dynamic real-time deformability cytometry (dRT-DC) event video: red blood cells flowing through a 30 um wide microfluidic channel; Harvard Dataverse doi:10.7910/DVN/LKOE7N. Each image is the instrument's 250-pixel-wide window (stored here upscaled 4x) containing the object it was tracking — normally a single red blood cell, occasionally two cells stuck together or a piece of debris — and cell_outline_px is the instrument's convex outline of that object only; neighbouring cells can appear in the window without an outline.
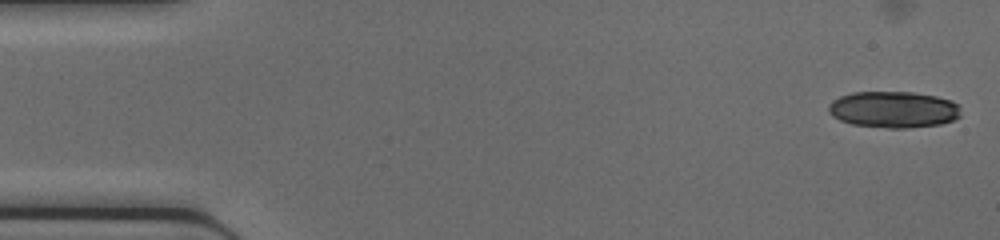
{"species": "common noctule bat (a hibernating species)", "species_latin": "Nyctalus noctula", "temperature_condition": "cold", "stored_images_in_passage": 43, "camera_frame_rate_fps": 3000, "um_per_image_px": 0.085, "animal": {"sex": "female", "body_mass_g": 17.0, "forearm_length_mm": 48.0}, "frame": {"image": 1, "passage_image": 1, "time_ms": 0.0, "image_size_px": [1000, 240], "cell_outline_px": [[960, 116], [952, 120], [940, 124], [904, 128], [888, 128], [852, 124], [840, 120], [832, 116], [828, 112], [828, 104], [832, 100], [840, 96], [852, 92], [912, 92], [936, 96], [952, 100], [960, 104]], "centroid_in_image_um": [75.94, 9.3], "position_along_channel_um": 9.1, "area_um2": 28.26}}
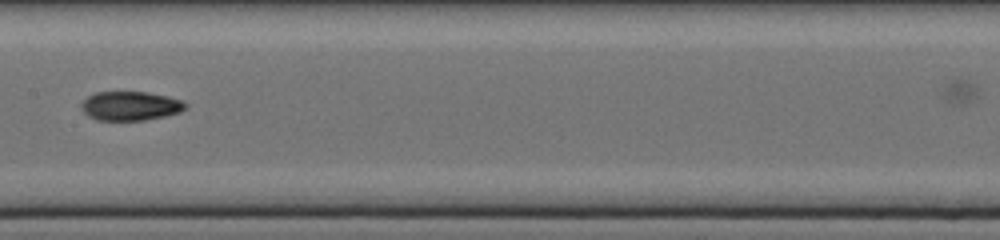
{"frame": {"image": 2, "passage_image": 23, "time_ms": 7.333, "image_size_px": [1000, 240], "cell_outline_px": [[188, 108], [180, 112], [164, 116], [144, 120], [96, 120], [88, 116], [80, 108], [80, 104], [88, 96], [96, 92], [148, 92], [168, 96], [184, 100], [188, 104]], "centroid_in_image_um": [11.11, 9.0], "position_along_channel_um": 196.3, "area_um2": 17.86}}
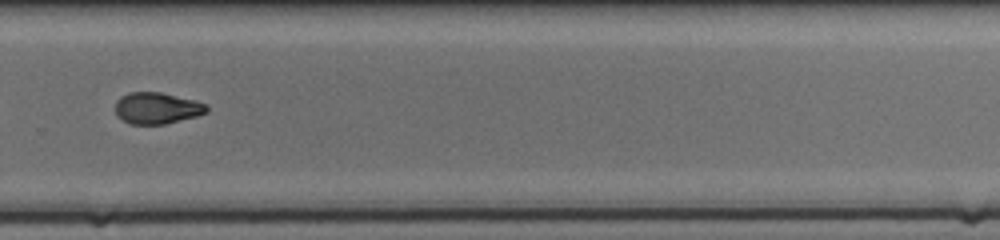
{"frame": {"image": 3, "passage_image": 31, "time_ms": 10.0, "image_size_px": [1000, 240], "cell_outline_px": [[208, 112], [196, 116], [164, 124], [128, 124], [116, 116], [116, 100], [120, 96], [128, 92], [160, 92], [196, 100], [208, 104]], "centroid_in_image_um": [13.33, 9.18], "position_along_channel_um": 316.5, "area_um2": 16.94}}